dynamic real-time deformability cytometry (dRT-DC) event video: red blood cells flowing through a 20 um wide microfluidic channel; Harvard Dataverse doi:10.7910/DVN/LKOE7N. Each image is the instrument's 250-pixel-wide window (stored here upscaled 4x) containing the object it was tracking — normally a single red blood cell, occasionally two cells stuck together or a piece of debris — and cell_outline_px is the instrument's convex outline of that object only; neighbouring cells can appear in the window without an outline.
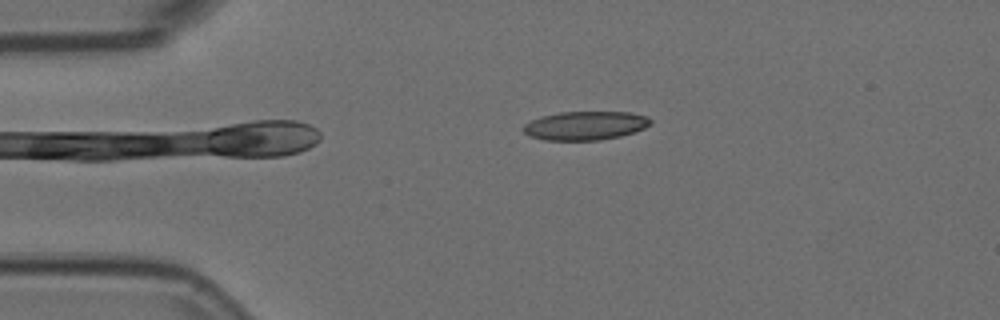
{"species": "Egyptian fruit bat (a non-hibernating species)", "species_latin": "Rousettus aegyptiacus", "temperature_condition": "room temperature", "stored_images_in_passage": 3, "camera_frame_rate_fps": 3000, "um_per_image_px": 0.085, "animal": {"sex": "female"}, "frame": {"image": 1, "passage_image": 2, "time_ms": 0.333, "image_size_px": [1000, 320], "cell_outline_px": [[652, 124], [644, 128], [620, 136], [600, 140], [544, 140], [528, 136], [520, 128], [524, 124], [540, 116], [560, 112], [628, 112], [648, 116], [652, 120]], "centroid_in_image_um": [49.72, 10.67], "position_along_channel_um": 35.3, "area_um2": 21.44}}